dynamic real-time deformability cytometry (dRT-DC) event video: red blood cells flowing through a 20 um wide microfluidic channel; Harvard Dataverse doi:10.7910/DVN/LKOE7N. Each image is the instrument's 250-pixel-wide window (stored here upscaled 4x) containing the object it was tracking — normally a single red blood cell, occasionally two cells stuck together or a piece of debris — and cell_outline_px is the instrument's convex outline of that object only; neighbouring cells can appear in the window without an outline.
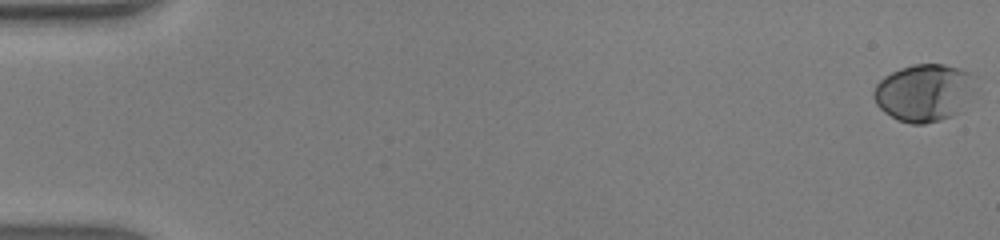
{"species": "human", "species_latin": "Homo sapiens", "temperature_condition": "warm", "stored_images_in_passage": 49, "camera_frame_rate_fps": 3000, "um_per_image_px": 0.085, "donor": {"sex": "male"}, "frame": {"image": 1, "passage_image": 1, "time_ms": 0.0, "image_size_px": [1000, 240], "cell_outline_px": [[976, 76], [956, 112], [952, 116], [940, 120], [924, 124], [912, 124], [896, 120], [884, 112], [876, 104], [872, 96], [872, 92], [876, 84], [884, 76], [900, 68], [912, 64], [944, 64], [960, 68]], "centroid_in_image_um": [78.42, 7.86], "position_along_channel_um": 6.6, "area_um2": 33.29}}
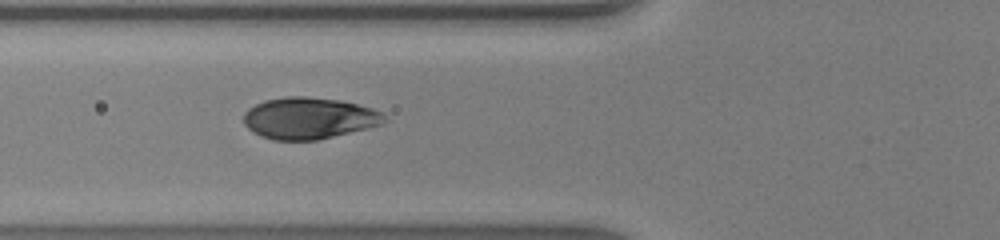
{"frame": {"image": 2, "passage_image": 20, "time_ms": 6.333, "image_size_px": [1000, 240], "cell_outline_px": [[388, 120], [380, 124], [368, 128], [316, 140], [272, 140], [260, 136], [252, 132], [244, 124], [244, 112], [248, 108], [264, 100], [288, 96], [308, 96], [340, 100], [372, 108], [384, 112]], "centroid_in_image_um": [26.26, 10.04], "position_along_channel_um": 99.5, "area_um2": 34.28}}
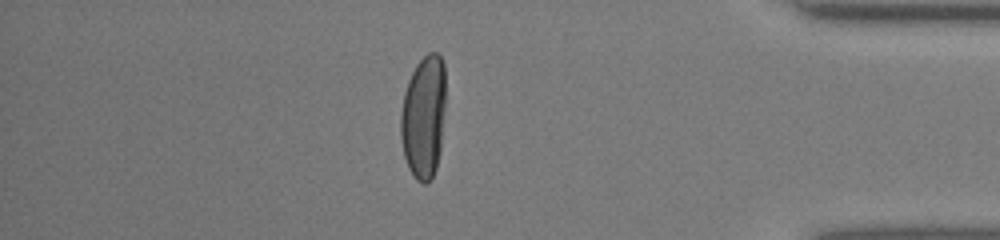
{"frame": {"image": 3, "passage_image": 43, "time_ms": 14.0, "image_size_px": [1000, 240], "cell_outline_px": [[444, 108], [440, 152], [436, 168], [428, 184], [424, 184], [416, 180], [408, 168], [404, 156], [400, 136], [400, 112], [404, 92], [408, 80], [416, 64], [428, 52], [436, 52], [440, 56], [444, 64]], "centroid_in_image_um": [35.98, 9.95], "position_along_channel_um": 399.2, "area_um2": 32.43}, "authors_computed_cell_mechanics": {"area_um2": 34.2754, "velocity_mm_per_s": 4.3187, "shape_relaxation_time_tau1_ms": 2.9284, "shape_relaxation_time_tau2_ms": null, "deformation_change_tau1": 0.1952, "deformation_change_tau2": null}}